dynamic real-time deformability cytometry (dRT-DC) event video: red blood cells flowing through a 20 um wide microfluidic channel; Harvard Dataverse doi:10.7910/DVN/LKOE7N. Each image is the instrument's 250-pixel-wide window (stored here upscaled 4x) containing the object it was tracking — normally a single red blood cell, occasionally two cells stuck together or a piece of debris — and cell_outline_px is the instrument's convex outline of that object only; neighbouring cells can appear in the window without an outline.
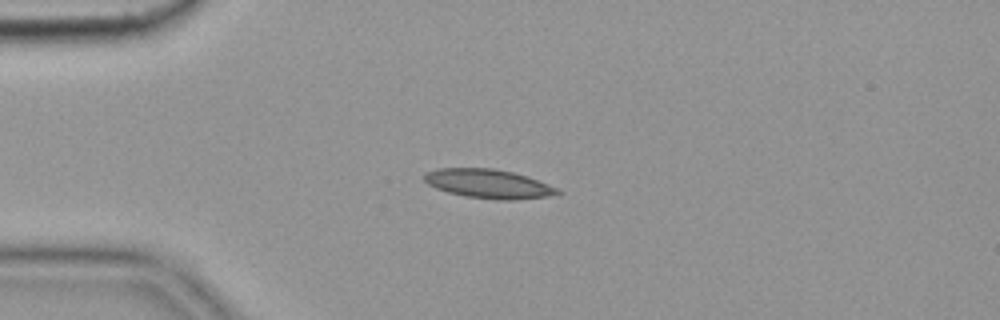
{"species": "common noctule bat (a hibernating species)", "species_latin": "Nyctalus noctula", "temperature_condition": "cold", "stored_images_in_passage": 43, "camera_frame_rate_fps": 3000, "um_per_image_px": 0.085, "animal": {"sex": "female", "body_mass_g": 19.9}, "frame": {"image": 1, "passage_image": 1, "time_ms": 0.0, "image_size_px": [1000, 320], "cell_outline_px": [[564, 192], [548, 196], [516, 200], [496, 200], [464, 196], [448, 192], [436, 188], [428, 184], [424, 180], [424, 172], [436, 168], [492, 168], [512, 172], [536, 180], [556, 188]], "centroid_in_image_um": [41.46, 15.62], "position_along_channel_um": 43.5, "area_um2": 22.43}}
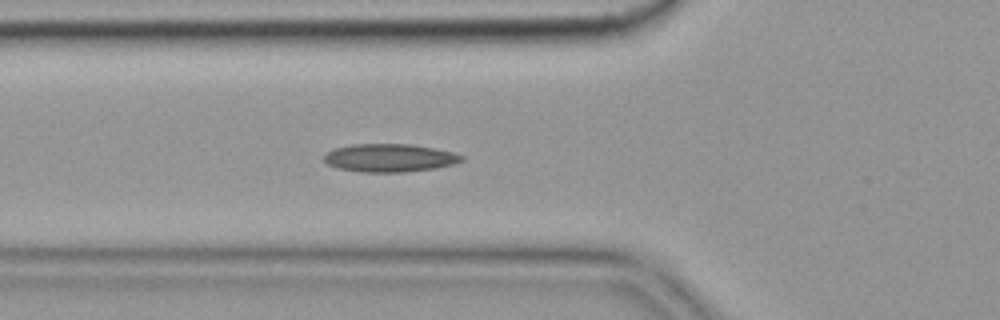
{"frame": {"image": 2, "passage_image": 7, "time_ms": 2.0, "image_size_px": [1000, 320], "cell_outline_px": [[464, 160], [452, 164], [436, 168], [404, 172], [364, 172], [340, 168], [328, 164], [324, 160], [324, 156], [328, 152], [336, 148], [352, 144], [412, 144], [452, 152], [464, 156]], "centroid_in_image_um": [33.14, 13.42], "position_along_channel_um": 92.7, "area_um2": 22.25}, "authors_computed_cell_mechanics": {"area_um2": 21.097, "velocity_mm_per_s": 3.6133, "shape_relaxation_time_tau1_ms": null, "shape_relaxation_time_tau2_ms": 6.6722, "deformation_change_tau1": null, "deformation_change_tau2": 0.139}}